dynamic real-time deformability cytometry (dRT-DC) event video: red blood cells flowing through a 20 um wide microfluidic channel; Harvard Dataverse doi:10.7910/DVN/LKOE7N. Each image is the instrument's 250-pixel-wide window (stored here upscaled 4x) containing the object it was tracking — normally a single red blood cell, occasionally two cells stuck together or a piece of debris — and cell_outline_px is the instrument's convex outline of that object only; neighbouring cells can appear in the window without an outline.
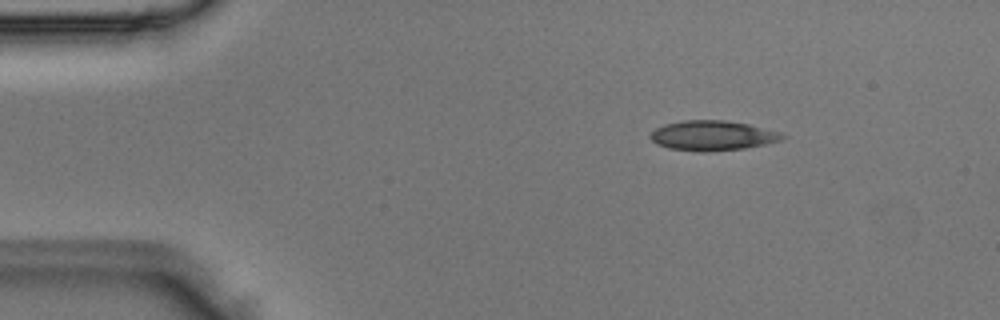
{"species": "Egyptian fruit bat (a non-hibernating species)", "species_latin": "Rousettus aegyptiacus", "temperature_condition": "room temperature", "stored_images_in_passage": 3, "camera_frame_rate_fps": 3000, "um_per_image_px": 0.085, "animal": {"sex": "male"}, "frame": {"image": 1, "passage_image": 1, "time_ms": 0.0, "image_size_px": [1000, 320], "cell_outline_px": [[788, 136], [780, 140], [764, 144], [744, 148], [704, 152], [668, 148], [656, 144], [648, 136], [656, 128], [664, 124], [684, 120], [724, 120], [748, 124], [780, 132]], "centroid_in_image_um": [60.54, 11.52], "position_along_channel_um": 24.5, "area_um2": 22.89}}
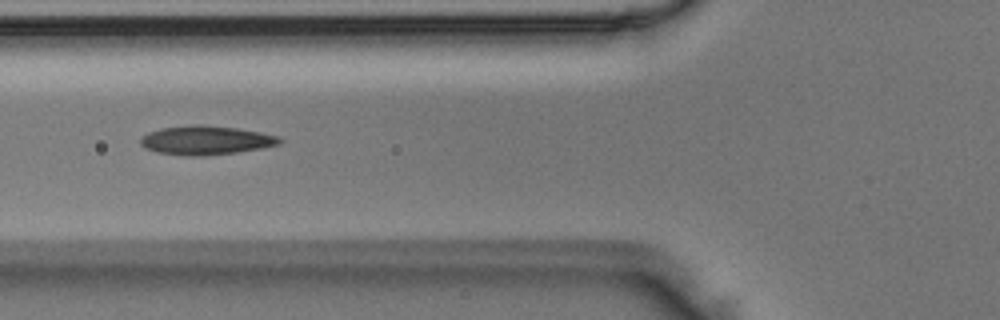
{"frame": {"image": 2, "passage_image": 3, "time_ms": 0.667, "image_size_px": [1000, 320], "cell_outline_px": [[284, 140], [280, 144], [264, 148], [236, 152], [204, 156], [188, 156], [156, 152], [144, 148], [140, 144], [140, 136], [148, 132], [160, 128], [196, 124], [204, 124], [236, 128], [260, 132], [280, 136]], "centroid_in_image_um": [17.5, 11.92], "position_along_channel_um": 108.3, "area_um2": 23.81}}